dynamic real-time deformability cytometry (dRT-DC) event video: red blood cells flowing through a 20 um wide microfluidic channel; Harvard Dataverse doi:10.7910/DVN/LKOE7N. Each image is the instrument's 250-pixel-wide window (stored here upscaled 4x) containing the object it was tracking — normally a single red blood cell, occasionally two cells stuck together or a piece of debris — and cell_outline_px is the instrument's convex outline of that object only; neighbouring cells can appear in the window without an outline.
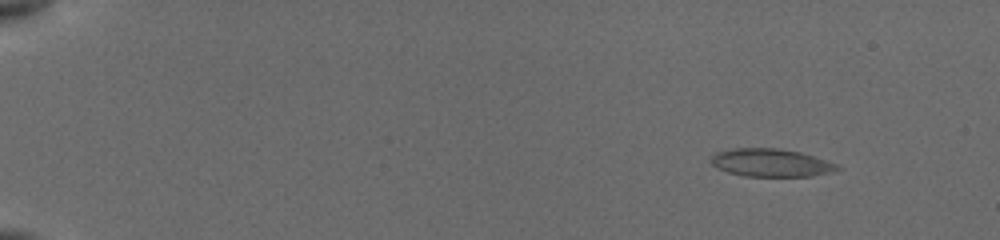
{"species": "common noctule bat (a hibernating species)", "species_latin": "Nyctalus noctula", "temperature_condition": "cold", "stored_images_in_passage": 40, "camera_frame_rate_fps": 3000, "um_per_image_px": 0.085, "animal": {"sex": "female", "body_mass_g": 19.5, "forearm_length_mm": 54.1}, "frame": {"image": 1, "passage_image": 16, "time_ms": 2.0, "image_size_px": [1000, 240], "cell_outline_px": [[844, 168], [832, 172], [812, 176], [744, 176], [728, 172], [716, 168], [712, 164], [712, 156], [716, 152], [736, 148], [776, 148], [800, 152], [836, 164]], "centroid_in_image_um": [65.54, 13.84], "position_along_channel_um": 19.5, "area_um2": 20.4}}
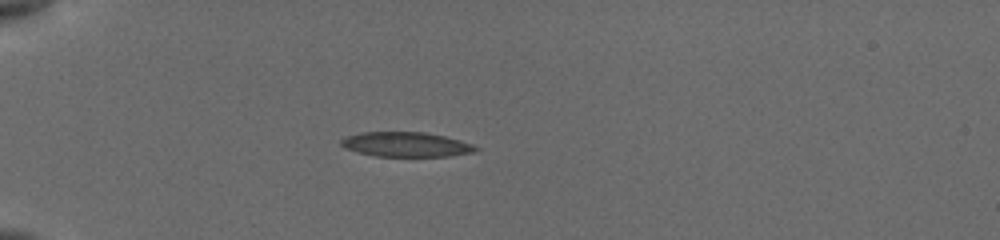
{"frame": {"image": 2, "passage_image": 39, "time_ms": 5.667, "image_size_px": [1000, 240], "cell_outline_px": [[480, 148], [472, 152], [448, 156], [376, 156], [344, 148], [340, 144], [340, 140], [344, 136], [364, 132], [424, 132], [444, 136], [460, 140], [472, 144]], "centroid_in_image_um": [34.49, 12.27], "position_along_channel_um": 50.5, "area_um2": 19.25}}